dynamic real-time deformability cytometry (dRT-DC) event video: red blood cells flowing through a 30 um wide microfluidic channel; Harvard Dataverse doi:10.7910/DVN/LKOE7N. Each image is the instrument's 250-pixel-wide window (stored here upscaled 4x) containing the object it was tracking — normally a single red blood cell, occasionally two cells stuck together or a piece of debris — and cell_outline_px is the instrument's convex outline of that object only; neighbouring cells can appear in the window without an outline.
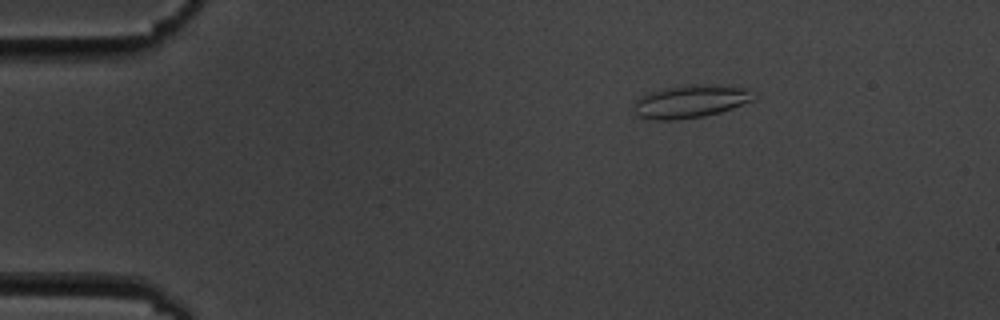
{"species": "common noctule bat (a hibernating species)", "species_latin": "Nyctalus noctula", "temperature_condition": "cold", "stored_images_in_passage": 4, "camera_frame_rate_fps": 3000, "um_per_image_px": 0.085, "animal": {"sex": "male", "body_mass_g": 19.5, "forearm_length_mm": 54.6}, "frame": {"image": 1, "passage_image": 2, "time_ms": 2.0, "image_size_px": [1000, 320], "cell_outline_px": [[756, 96], [752, 100], [732, 108], [720, 112], [704, 116], [676, 120], [656, 120], [636, 116], [636, 100], [648, 92], [668, 88], [692, 84], [704, 84], [748, 88]], "centroid_in_image_um": [58.71, 8.62], "position_along_channel_um": 26.3, "area_um2": 22.66}}